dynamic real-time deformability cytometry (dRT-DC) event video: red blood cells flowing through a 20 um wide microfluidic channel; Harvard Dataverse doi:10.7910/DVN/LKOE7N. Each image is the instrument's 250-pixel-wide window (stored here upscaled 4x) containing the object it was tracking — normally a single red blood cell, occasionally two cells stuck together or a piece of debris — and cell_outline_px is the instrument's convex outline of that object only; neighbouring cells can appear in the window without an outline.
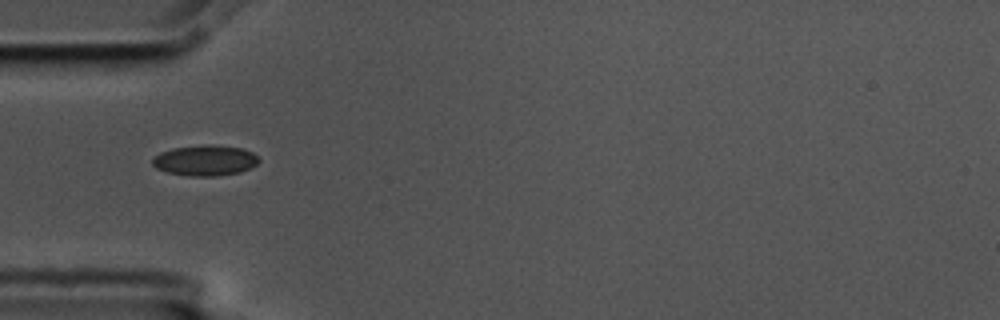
{"species": "common noctule bat (a hibernating species)", "species_latin": "Nyctalus noctula", "temperature_condition": "cold", "stored_images_in_passage": 11, "camera_frame_rate_fps": 3000, "um_per_image_px": 0.085, "animal": {"sex": "male", "body_mass_g": 17.5, "forearm_length_mm": 52.3}, "frame": {"image": 1, "passage_image": 1, "time_ms": 0.0, "image_size_px": [1000, 320], "cell_outline_px": [[260, 160], [256, 164], [240, 172], [216, 176], [188, 176], [168, 172], [156, 168], [152, 164], [152, 160], [160, 152], [172, 148], [208, 144], [240, 148], [252, 152]], "centroid_in_image_um": [17.41, 13.64], "position_along_channel_um": 67.6, "area_um2": 18.79}}
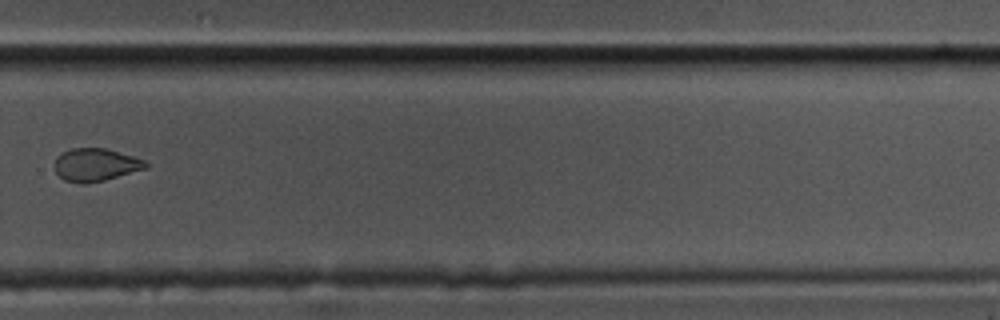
{"frame": {"image": 2, "passage_image": 7, "time_ms": 2.0, "image_size_px": [1000, 320], "cell_outline_px": [[148, 168], [104, 180], [84, 184], [64, 180], [56, 172], [56, 156], [72, 148], [108, 148], [144, 160], [148, 164]], "centroid_in_image_um": [8.15, 14.0], "position_along_channel_um": 321.7, "area_um2": 17.28}}